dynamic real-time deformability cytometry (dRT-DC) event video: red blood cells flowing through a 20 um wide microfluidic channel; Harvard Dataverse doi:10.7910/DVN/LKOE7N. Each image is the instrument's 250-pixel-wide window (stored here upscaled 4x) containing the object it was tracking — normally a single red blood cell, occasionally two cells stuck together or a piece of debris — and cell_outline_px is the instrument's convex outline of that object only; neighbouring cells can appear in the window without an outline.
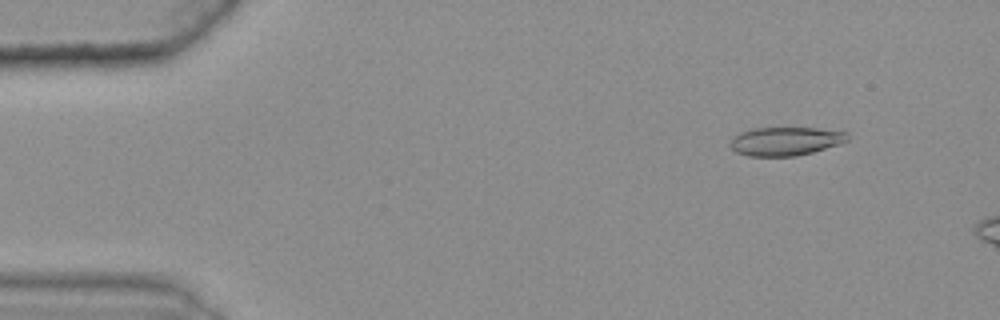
{"species": "common noctule bat (a hibernating species)", "species_latin": "Nyctalus noctula", "temperature_condition": "warm", "stored_images_in_passage": 12, "camera_frame_rate_fps": 3000, "um_per_image_px": 0.085, "animal": {"sex": "female", "body_mass_g": 25.1}, "frame": {"image": 1, "passage_image": 6, "time_ms": 1.667, "image_size_px": [1000, 320], "cell_outline_px": [[848, 140], [840, 144], [812, 152], [796, 156], [748, 156], [736, 152], [728, 144], [732, 136], [740, 132], [752, 128], [816, 128], [848, 132]], "centroid_in_image_um": [66.73, 12.0], "position_along_channel_um": 18.3, "area_um2": 19.65}}